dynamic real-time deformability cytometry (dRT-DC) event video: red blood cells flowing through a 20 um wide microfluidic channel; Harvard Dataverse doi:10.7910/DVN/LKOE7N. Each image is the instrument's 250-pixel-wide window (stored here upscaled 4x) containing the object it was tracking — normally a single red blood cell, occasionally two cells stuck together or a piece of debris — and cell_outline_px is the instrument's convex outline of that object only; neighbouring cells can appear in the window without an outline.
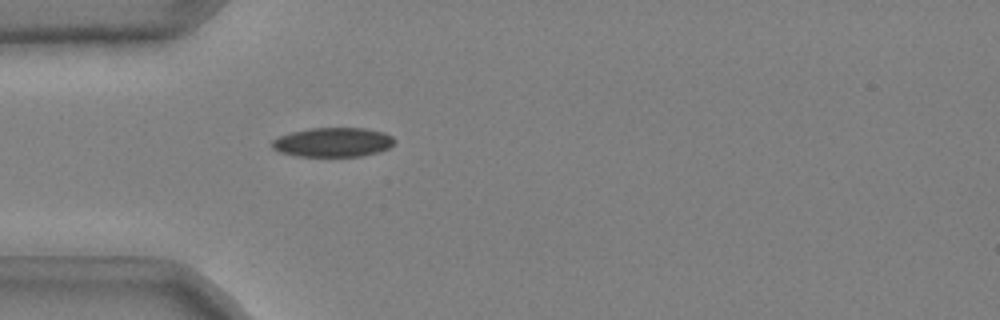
{"species": "common noctule bat (a hibernating species)", "species_latin": "Nyctalus noctula", "temperature_condition": "cold", "stored_images_in_passage": 34, "camera_frame_rate_fps": 3000, "um_per_image_px": 0.085, "animal": {"sex": "male", "body_mass_g": 20.4}, "frame": {"image": 1, "passage_image": 1, "time_ms": 0.0, "image_size_px": [1000, 320], "cell_outline_px": [[396, 140], [388, 148], [380, 152], [360, 156], [296, 156], [280, 152], [272, 148], [272, 140], [280, 136], [292, 132], [308, 128], [364, 128], [384, 132], [392, 136]], "centroid_in_image_um": [28.31, 12.09], "position_along_channel_um": 56.7, "area_um2": 20.92}}
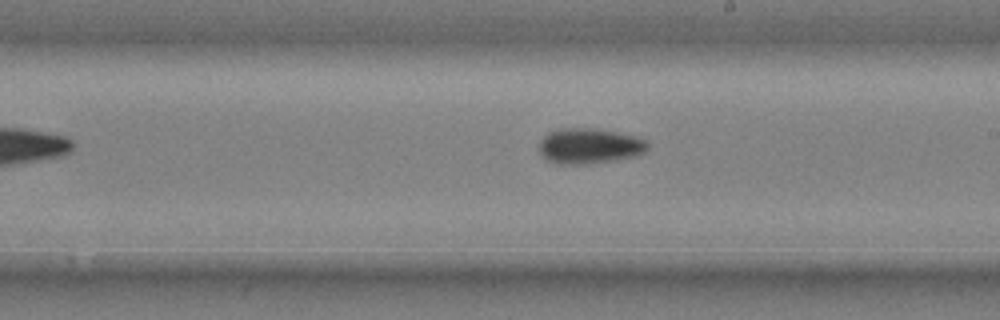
{"frame": {"image": 2, "passage_image": 16, "time_ms": 5.0, "image_size_px": [1000, 320], "cell_outline_px": [[648, 148], [644, 152], [636, 156], [616, 160], [588, 164], [552, 164], [540, 152], [540, 140], [548, 132], [560, 128], [600, 128], [640, 136], [648, 140]], "centroid_in_image_um": [50.15, 12.39], "position_along_channel_um": 238.8, "area_um2": 22.95}}
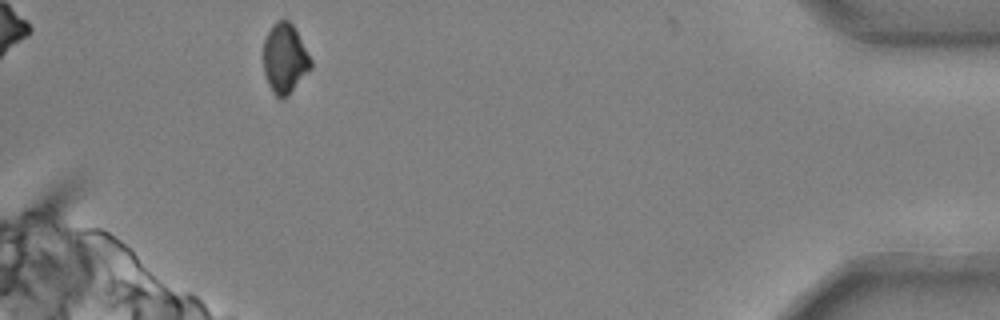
{"frame": {"image": 3, "passage_image": 34, "time_ms": 11.0, "image_size_px": [1000, 320], "cell_outline_px": [[312, 68], [288, 96], [280, 100], [272, 92], [268, 84], [264, 72], [264, 40], [272, 24], [276, 20], [288, 20], [292, 24], [312, 60]], "centroid_in_image_um": [24.21, 5.0], "position_along_channel_um": 411.0, "area_um2": 19.31}, "authors_computed_cell_mechanics": {"area_um2": 21.0103, "velocity_mm_per_s": 3.7308, "shape_relaxation_time_tau1_ms": 4.4884, "shape_relaxation_time_tau2_ms": null, "deformation_change_tau1": 0.1286, "deformation_change_tau2": null}}